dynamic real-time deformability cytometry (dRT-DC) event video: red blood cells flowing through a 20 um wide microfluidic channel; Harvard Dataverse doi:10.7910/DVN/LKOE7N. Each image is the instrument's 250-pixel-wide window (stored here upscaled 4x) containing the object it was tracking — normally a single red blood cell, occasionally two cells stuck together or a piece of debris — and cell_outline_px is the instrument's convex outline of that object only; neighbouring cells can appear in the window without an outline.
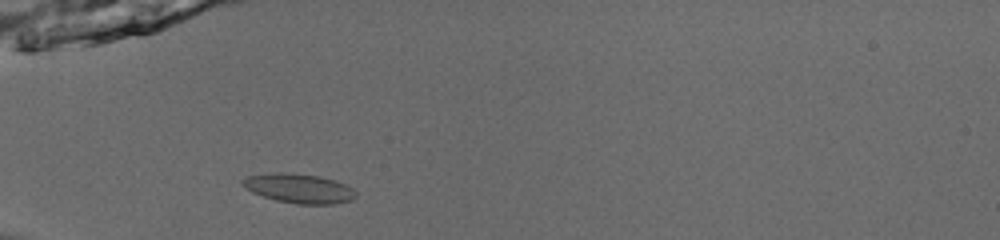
{"species": "common noctule bat (a hibernating species)", "species_latin": "Nyctalus noctula", "temperature_condition": "room temperature", "stored_images_in_passage": 52, "camera_frame_rate_fps": 3000, "um_per_image_px": 0.085, "animal": {"sex": "male", "body_mass_g": 13.0, "forearm_length_mm": 53.1}, "frame": {"image": 1, "passage_image": 18, "time_ms": 5.667, "image_size_px": [1000, 240], "cell_outline_px": [[356, 196], [352, 200], [336, 204], [296, 204], [276, 200], [252, 192], [244, 188], [240, 184], [240, 180], [248, 176], [276, 172], [288, 172], [320, 176], [344, 184], [352, 188], [356, 192]], "centroid_in_image_um": [25.39, 16.01], "position_along_channel_um": 59.6, "area_um2": 19.48}}
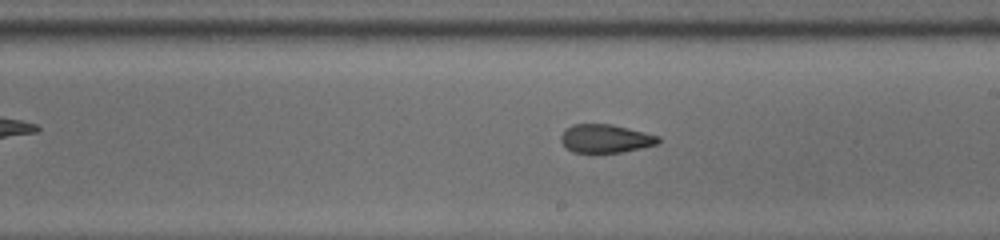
{"frame": {"image": 2, "passage_image": 32, "time_ms": 10.333, "image_size_px": [1000, 240], "cell_outline_px": [[660, 140], [656, 144], [624, 152], [596, 156], [572, 152], [560, 140], [560, 136], [564, 128], [572, 124], [612, 124], [660, 136]], "centroid_in_image_um": [51.41, 11.82], "position_along_channel_um": 237.6, "area_um2": 16.82}}
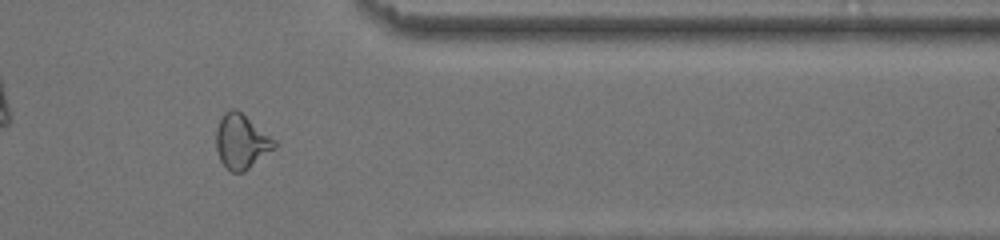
{"frame": {"image": 3, "passage_image": 44, "time_ms": 14.333, "image_size_px": [1000, 240], "cell_outline_px": [[276, 148], [244, 172], [232, 172], [220, 160], [216, 148], [216, 128], [224, 112], [232, 108], [236, 108], [276, 140]], "centroid_in_image_um": [20.53, 12.02], "position_along_channel_um": 390.9, "area_um2": 18.5}, "authors_computed_cell_mechanics": {"area_um2": 17.918, "velocity_mm_per_s": 3.9832, "shape_relaxation_time_tau1_ms": null, "shape_relaxation_time_tau2_ms": 1.9208, "deformation_change_tau1": null, "deformation_change_tau2": 0.0855}}